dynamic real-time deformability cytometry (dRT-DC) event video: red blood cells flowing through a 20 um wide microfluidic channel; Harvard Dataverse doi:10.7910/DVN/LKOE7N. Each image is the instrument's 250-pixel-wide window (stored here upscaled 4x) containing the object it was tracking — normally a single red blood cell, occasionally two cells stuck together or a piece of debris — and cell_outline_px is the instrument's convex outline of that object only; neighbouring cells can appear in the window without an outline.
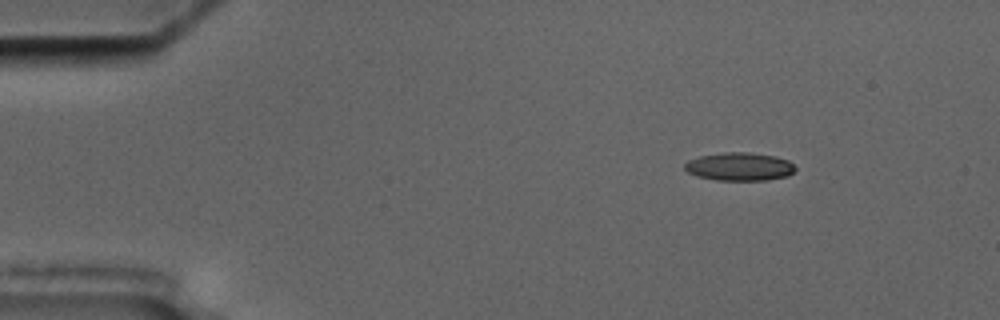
{"species": "common noctule bat (a hibernating species)", "species_latin": "Nyctalus noctula", "temperature_condition": "cold", "stored_images_in_passage": 6, "camera_frame_rate_fps": 3000, "um_per_image_px": 0.085, "animal": {"sex": "male", "body_mass_g": 17.5, "forearm_length_mm": 52.3}, "frame": {"image": 1, "passage_image": 1, "time_ms": 0.0, "image_size_px": [1000, 320], "cell_outline_px": [[796, 168], [788, 176], [768, 180], [716, 180], [696, 176], [688, 172], [684, 168], [684, 164], [688, 160], [700, 156], [724, 152], [748, 152], [776, 156], [788, 160]], "centroid_in_image_um": [62.85, 14.16], "position_along_channel_um": 22.2, "area_um2": 18.21}}
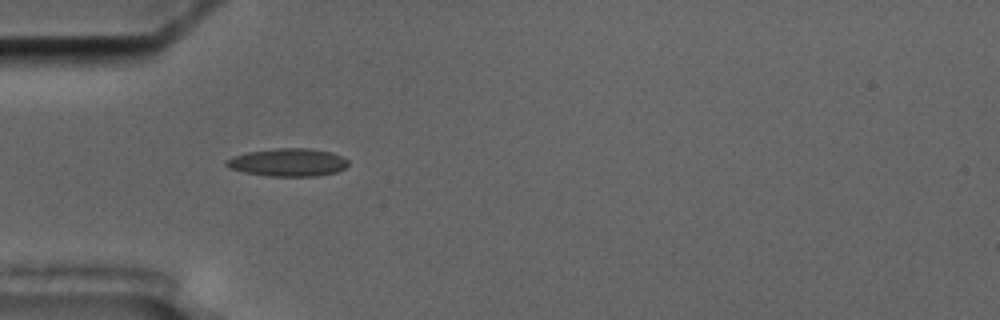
{"frame": {"image": 2, "passage_image": 4, "time_ms": 3.333, "image_size_px": [1000, 320], "cell_outline_px": [[348, 164], [344, 168], [336, 172], [316, 176], [268, 176], [244, 172], [228, 168], [224, 164], [224, 160], [232, 156], [248, 152], [276, 148], [308, 148], [332, 152], [348, 160]], "centroid_in_image_um": [24.43, 13.8], "position_along_channel_um": 60.6, "area_um2": 19.88}}